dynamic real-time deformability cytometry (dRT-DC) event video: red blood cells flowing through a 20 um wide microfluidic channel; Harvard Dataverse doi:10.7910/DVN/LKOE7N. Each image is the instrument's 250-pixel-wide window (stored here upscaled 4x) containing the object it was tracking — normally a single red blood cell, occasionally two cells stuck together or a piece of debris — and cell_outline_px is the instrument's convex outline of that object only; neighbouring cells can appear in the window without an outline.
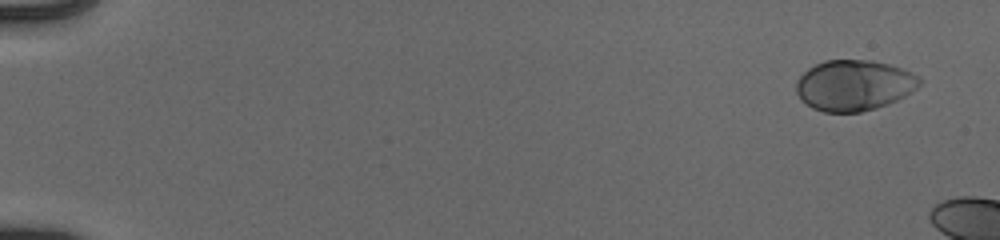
{"species": "human", "species_latin": "Homo sapiens", "temperature_condition": "cold", "stored_images_in_passage": 12, "camera_frame_rate_fps": 3000, "um_per_image_px": 0.085, "donor": {"sex": "male"}, "frame": {"image": 1, "passage_image": 3, "time_ms": 0.667, "image_size_px": [1000, 240], "cell_outline_px": [[924, 80], [912, 92], [888, 104], [876, 108], [860, 112], [824, 112], [812, 108], [796, 92], [796, 80], [808, 68], [824, 60], [872, 60], [888, 64], [912, 72], [920, 76]], "centroid_in_image_um": [72.62, 7.24], "position_along_channel_um": 12.4, "area_um2": 36.47}}